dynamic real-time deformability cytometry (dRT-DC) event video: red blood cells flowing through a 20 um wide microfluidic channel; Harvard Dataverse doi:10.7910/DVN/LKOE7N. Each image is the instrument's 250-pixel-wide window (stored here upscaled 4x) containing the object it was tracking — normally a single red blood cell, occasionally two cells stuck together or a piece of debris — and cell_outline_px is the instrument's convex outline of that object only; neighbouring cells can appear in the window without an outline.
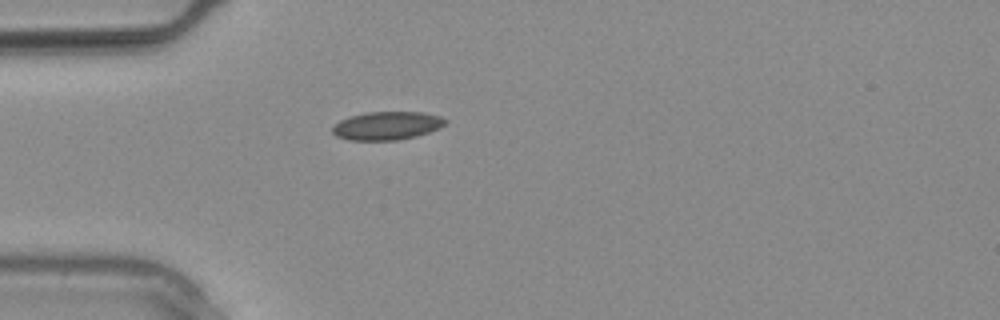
{"species": "common noctule bat (a hibernating species)", "species_latin": "Nyctalus noctula", "temperature_condition": "warm", "stored_images_in_passage": 22, "camera_frame_rate_fps": 3000, "um_per_image_px": 0.085, "animal": {"sex": "male", "body_mass_g": 20.4}, "frame": {"image": 1, "passage_image": 1, "time_ms": 0.0, "image_size_px": [1000, 320], "cell_outline_px": [[448, 124], [440, 128], [416, 136], [396, 140], [348, 140], [336, 136], [332, 132], [332, 124], [340, 120], [352, 116], [368, 112], [424, 112], [440, 116], [448, 120]], "centroid_in_image_um": [32.91, 10.68], "position_along_channel_um": 52.1, "area_um2": 18.73}}